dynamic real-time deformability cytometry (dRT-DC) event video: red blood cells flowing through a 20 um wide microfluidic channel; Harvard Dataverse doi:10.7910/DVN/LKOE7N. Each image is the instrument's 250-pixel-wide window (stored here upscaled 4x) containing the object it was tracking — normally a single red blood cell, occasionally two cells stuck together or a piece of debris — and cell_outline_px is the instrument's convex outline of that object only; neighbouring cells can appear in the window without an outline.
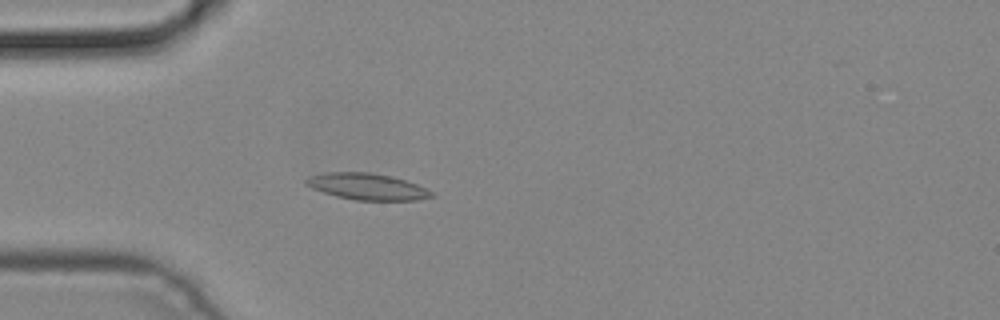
{"species": "common noctule bat (a hibernating species)", "species_latin": "Nyctalus noctula", "temperature_condition": "cold", "stored_images_in_passage": 3, "camera_frame_rate_fps": 3000, "um_per_image_px": 0.085, "animal": {"sex": "male", "body_mass_g": 19.2, "forearm_length_mm": 51.8}, "frame": {"image": 1, "passage_image": 3, "time_ms": 0.667, "image_size_px": [1000, 320], "cell_outline_px": [[436, 196], [416, 200], [356, 200], [336, 196], [312, 188], [304, 184], [304, 180], [308, 176], [324, 172], [368, 172], [392, 176], [416, 184], [432, 192]], "centroid_in_image_um": [31.16, 15.85], "position_along_channel_um": 53.8, "area_um2": 19.31}}